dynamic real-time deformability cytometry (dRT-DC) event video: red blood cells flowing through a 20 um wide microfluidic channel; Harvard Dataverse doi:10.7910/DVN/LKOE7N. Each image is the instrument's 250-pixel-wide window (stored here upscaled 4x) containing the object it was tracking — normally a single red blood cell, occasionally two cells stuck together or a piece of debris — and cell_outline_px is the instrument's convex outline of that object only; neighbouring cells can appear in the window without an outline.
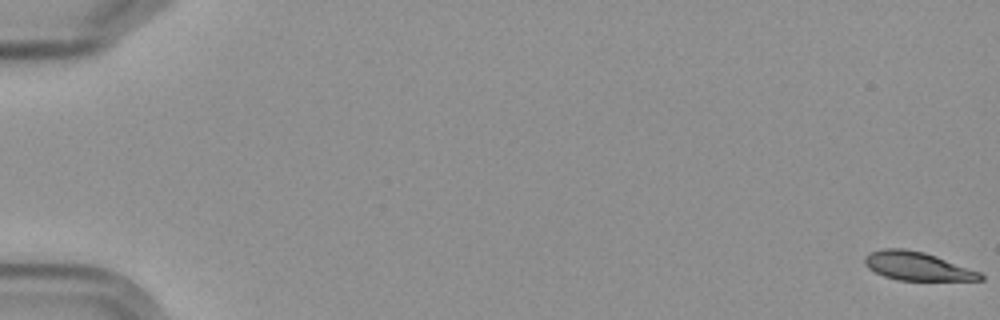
{"species": "Egyptian fruit bat (a non-hibernating species)", "species_latin": "Rousettus aegyptiacus", "temperature_condition": "cold", "stored_images_in_passage": 16, "camera_frame_rate_fps": 3000, "um_per_image_px": 0.085, "frame": {"image": 1, "passage_image": 1, "time_ms": 0.0, "image_size_px": [1000, 320], "cell_outline_px": [[984, 280], [900, 280], [884, 276], [868, 268], [864, 264], [864, 256], [868, 252], [884, 248], [904, 248], [924, 252], [936, 256], [980, 272], [984, 276]], "centroid_in_image_um": [77.93, 22.61], "position_along_channel_um": 7.1, "area_um2": 19.13}}
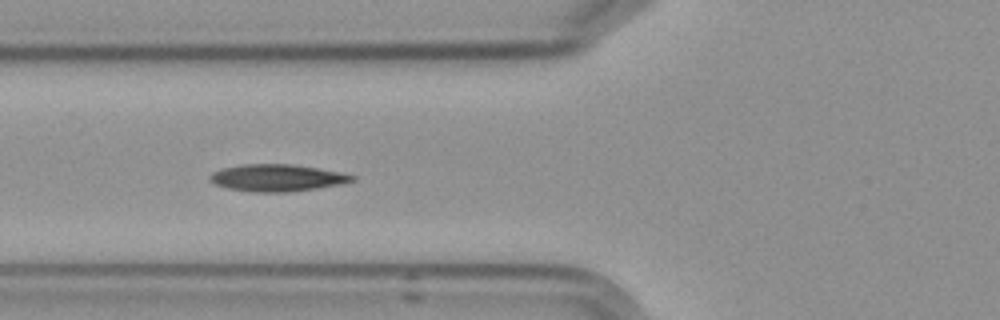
{"frame": {"image": 2, "passage_image": 7, "time_ms": 7.667, "image_size_px": [1000, 320], "cell_outline_px": [[356, 180], [344, 184], [288, 192], [252, 192], [228, 188], [212, 184], [208, 180], [208, 176], [212, 172], [224, 168], [244, 164], [292, 164], [340, 172], [356, 176]], "centroid_in_image_um": [23.54, 15.12], "position_along_channel_um": 102.3, "area_um2": 22.48}}
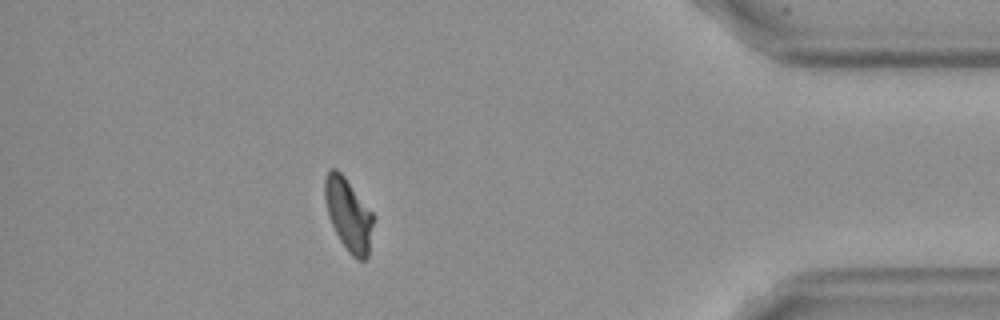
{"frame": {"image": 3, "passage_image": 15, "time_ms": 17.333, "image_size_px": [1000, 320], "cell_outline_px": [[372, 224], [368, 256], [364, 260], [360, 260], [352, 256], [348, 252], [340, 240], [332, 224], [328, 212], [324, 196], [324, 180], [328, 168], [336, 168], [344, 176], [372, 212]], "centroid_in_image_um": [29.59, 18.21], "position_along_channel_um": 405.6, "area_um2": 20.06}, "authors_computed_cell_mechanics": {"area_um2": 21.1837, "velocity_mm_per_s": 3.5455, "shape_relaxation_time_tau1_ms": 3.5724, "shape_relaxation_time_tau2_ms": null, "deformation_change_tau1": 0.108, "deformation_change_tau2": null}}